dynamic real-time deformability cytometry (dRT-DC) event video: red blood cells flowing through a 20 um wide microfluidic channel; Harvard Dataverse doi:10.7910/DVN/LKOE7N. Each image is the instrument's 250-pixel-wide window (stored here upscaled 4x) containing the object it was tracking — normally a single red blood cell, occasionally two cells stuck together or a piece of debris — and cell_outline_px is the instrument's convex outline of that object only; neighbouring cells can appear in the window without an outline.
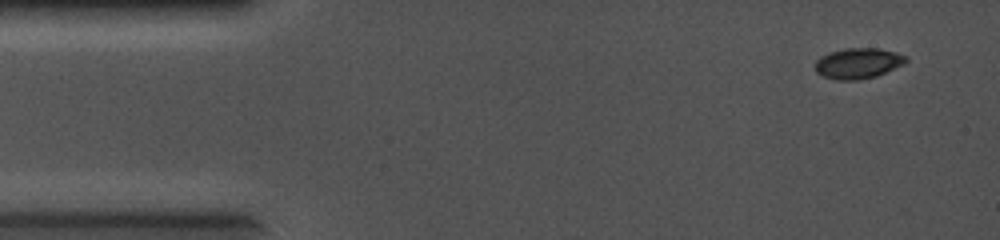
{"species": "common noctule bat (a hibernating species)", "species_latin": "Nyctalus noctula", "temperature_condition": "cold", "stored_images_in_passage": 33, "camera_frame_rate_fps": 5000, "um_per_image_px": 0.085, "animal": {"sex": "female", "body_mass_g": 19.0, "forearm_length_mm": 56.7}, "frame": {"image": 1, "passage_image": 1, "time_ms": 0.0, "image_size_px": [1000, 240], "cell_outline_px": [[908, 60], [904, 64], [876, 76], [860, 80], [836, 80], [824, 76], [816, 72], [816, 60], [820, 56], [828, 52], [844, 48], [876, 48], [896, 52], [908, 56]], "centroid_in_image_um": [72.94, 5.37], "position_along_channel_um": 12.1, "area_um2": 16.3}}
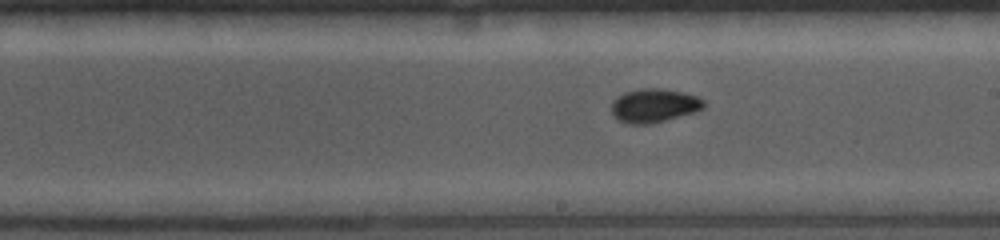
{"frame": {"image": 2, "passage_image": 14, "time_ms": 2.6, "image_size_px": [1000, 240], "cell_outline_px": [[704, 108], [696, 112], [652, 124], [628, 124], [620, 120], [612, 112], [612, 100], [624, 92], [640, 88], [660, 88], [684, 92], [696, 96], [704, 100]], "centroid_in_image_um": [55.62, 8.97], "position_along_channel_um": 233.4, "area_um2": 18.26}}
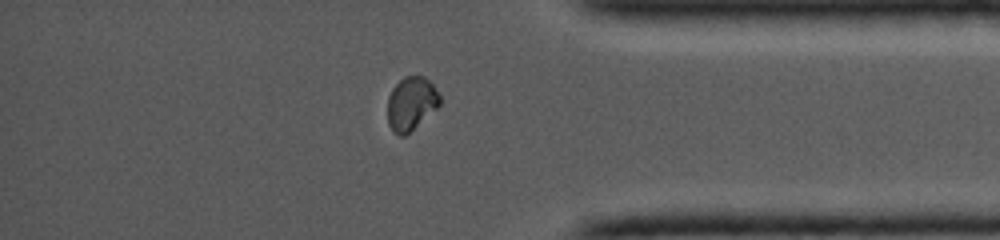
{"frame": {"image": 3, "passage_image": 26, "time_ms": 5.0, "image_size_px": [1000, 240], "cell_outline_px": [[440, 104], [436, 108], [404, 136], [400, 136], [392, 132], [388, 124], [388, 96], [392, 88], [404, 76], [424, 76], [432, 84], [440, 96]], "centroid_in_image_um": [34.92, 8.79], "position_along_channel_um": 400.3, "area_um2": 16.07}}